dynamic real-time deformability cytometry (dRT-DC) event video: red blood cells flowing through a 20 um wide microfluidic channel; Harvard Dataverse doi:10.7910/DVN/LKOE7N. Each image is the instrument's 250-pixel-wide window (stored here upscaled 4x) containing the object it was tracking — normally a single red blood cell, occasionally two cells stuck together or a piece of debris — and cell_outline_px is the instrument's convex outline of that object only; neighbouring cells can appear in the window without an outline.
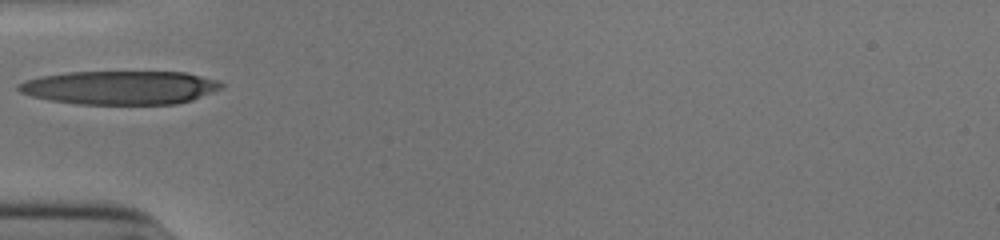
{"species": "human", "species_latin": "Homo sapiens", "temperature_condition": "cold", "stored_images_in_passage": 9, "camera_frame_rate_fps": 3000, "um_per_image_px": 0.085, "donor": {"sex": "male"}, "frame": {"image": 1, "passage_image": 1, "time_ms": 0.0, "image_size_px": [1000, 240], "cell_outline_px": [[224, 84], [220, 88], [192, 100], [176, 104], [80, 104], [52, 100], [32, 96], [20, 92], [16, 88], [16, 84], [40, 76], [68, 72], [184, 72], [220, 80]], "centroid_in_image_um": [10.21, 7.44], "position_along_channel_um": 74.8, "area_um2": 39.65}}
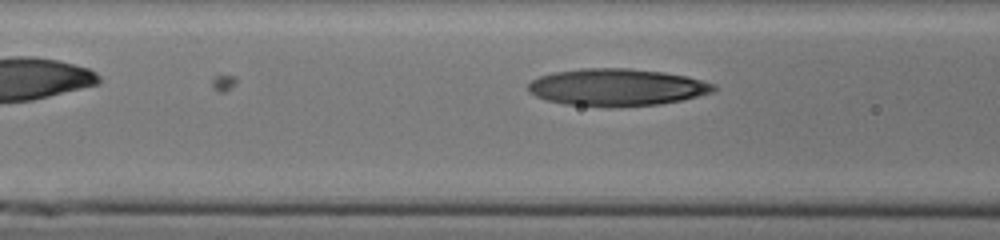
{"frame": {"image": 2, "passage_image": 4, "time_ms": 1.0, "image_size_px": [1000, 240], "cell_outline_px": [[716, 88], [712, 92], [684, 100], [660, 104], [616, 108], [608, 108], [564, 104], [548, 100], [536, 96], [528, 92], [528, 84], [532, 80], [540, 76], [552, 72], [580, 68], [628, 68], [664, 72], [704, 80], [716, 84]], "centroid_in_image_um": [52.43, 7.43], "position_along_channel_um": 114.2, "area_um2": 40.75}}
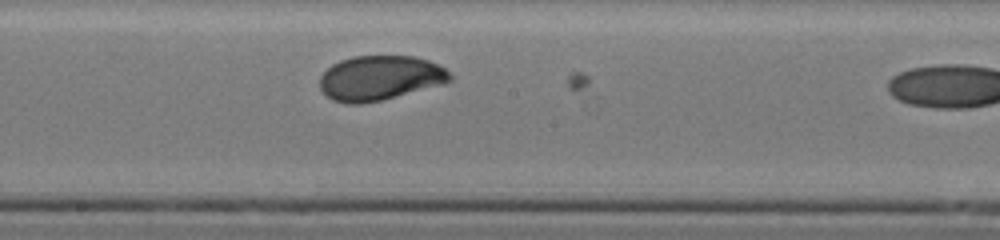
{"frame": {"image": 3, "passage_image": 8, "time_ms": 2.333, "image_size_px": [1000, 240], "cell_outline_px": [[452, 80], [444, 84], [380, 100], [360, 104], [348, 104], [332, 100], [320, 88], [320, 76], [332, 64], [340, 60], [352, 56], [416, 56], [428, 60], [444, 68], [452, 76]], "centroid_in_image_um": [32.29, 6.62], "position_along_channel_um": 215.9, "area_um2": 33.81}}